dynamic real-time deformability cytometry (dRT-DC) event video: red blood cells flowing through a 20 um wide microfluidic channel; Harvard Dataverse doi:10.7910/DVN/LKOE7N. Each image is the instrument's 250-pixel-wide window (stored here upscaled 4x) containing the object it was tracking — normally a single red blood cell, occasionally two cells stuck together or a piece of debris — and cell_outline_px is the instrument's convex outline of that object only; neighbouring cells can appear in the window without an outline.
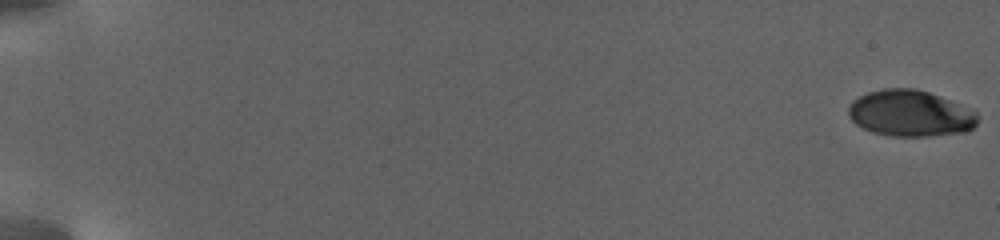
{"species": "human", "species_latin": "Homo sapiens", "temperature_condition": "warm", "stored_images_in_passage": 65, "camera_frame_rate_fps": 3000, "um_per_image_px": 0.085, "donor": {"sex": "female"}, "frame": {"image": 1, "passage_image": 1, "time_ms": 0.0, "image_size_px": [1000, 240], "cell_outline_px": [[980, 116], [976, 124], [968, 132], [928, 136], [892, 136], [872, 132], [856, 124], [848, 116], [848, 108], [852, 100], [868, 92], [884, 88], [916, 88], [928, 92], [948, 100], [976, 112]], "centroid_in_image_um": [77.36, 9.64], "position_along_channel_um": 7.6, "area_um2": 34.8}}
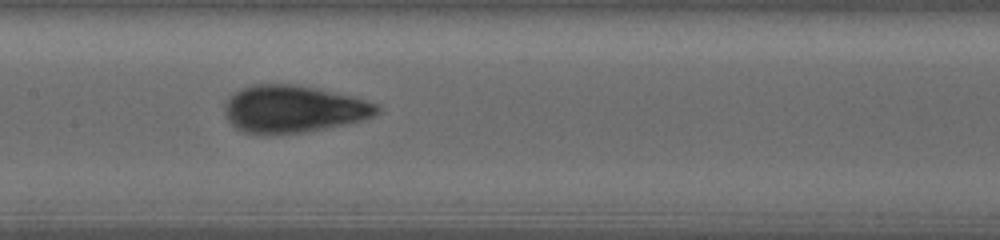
{"frame": {"image": 2, "passage_image": 35, "time_ms": 14.0, "image_size_px": [1000, 240], "cell_outline_px": [[380, 112], [364, 120], [348, 124], [304, 132], [268, 136], [244, 132], [236, 128], [228, 120], [224, 112], [224, 104], [240, 88], [252, 84], [296, 84], [352, 96], [380, 104]], "centroid_in_image_um": [24.95, 9.28], "position_along_channel_um": 182.5, "area_um2": 42.43}}
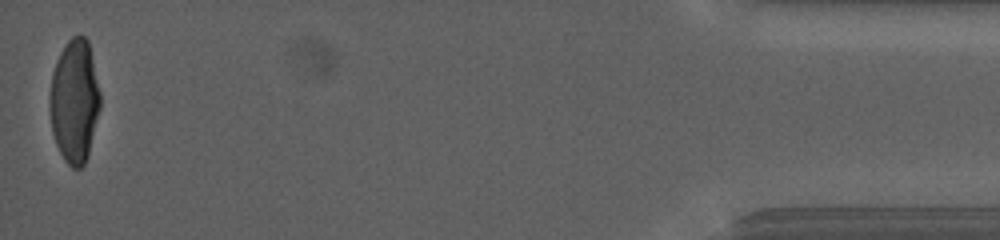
{"frame": {"image": 3, "passage_image": 65, "time_ms": 26.0, "image_size_px": [1000, 240], "cell_outline_px": [[100, 108], [88, 156], [84, 164], [80, 168], [72, 168], [64, 160], [56, 144], [52, 132], [48, 104], [52, 72], [56, 60], [60, 52], [68, 40], [72, 36], [84, 36], [88, 40], [100, 92]], "centroid_in_image_um": [6.31, 8.6], "position_along_channel_um": 428.9, "area_um2": 36.47}, "authors_computed_cell_mechanics": {"area_um2": 38.4948, "velocity_mm_per_s": 2.7146, "shape_relaxation_time_tau1_ms": 6.08, "shape_relaxation_time_tau2_ms": null, "deformation_change_tau1": 0.2142, "deformation_change_tau2": null}}